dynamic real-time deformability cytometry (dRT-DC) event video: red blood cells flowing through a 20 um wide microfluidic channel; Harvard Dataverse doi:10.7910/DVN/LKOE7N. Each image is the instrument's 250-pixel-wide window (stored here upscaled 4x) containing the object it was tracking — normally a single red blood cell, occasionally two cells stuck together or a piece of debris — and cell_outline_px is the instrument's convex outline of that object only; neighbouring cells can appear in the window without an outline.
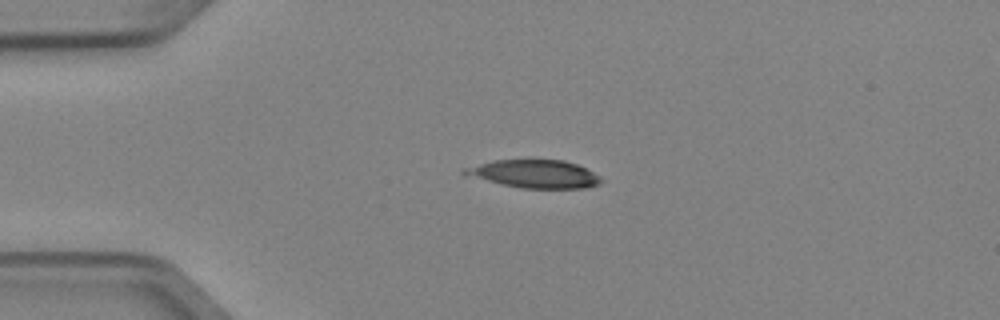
{"species": "Egyptian fruit bat (a non-hibernating species)", "species_latin": "Rousettus aegyptiacus", "temperature_condition": "cold", "stored_images_in_passage": 4, "camera_frame_rate_fps": 3000, "um_per_image_px": 0.085, "animal": {"sex": "female"}, "frame": {"image": 1, "passage_image": 2, "time_ms": 0.333, "image_size_px": [1000, 320], "cell_outline_px": [[604, 180], [600, 184], [584, 188], [520, 188], [464, 176], [460, 172], [464, 168], [492, 160], [564, 160], [576, 164], [600, 176]], "centroid_in_image_um": [45.39, 14.79], "position_along_channel_um": 39.6, "area_um2": 22.37}}
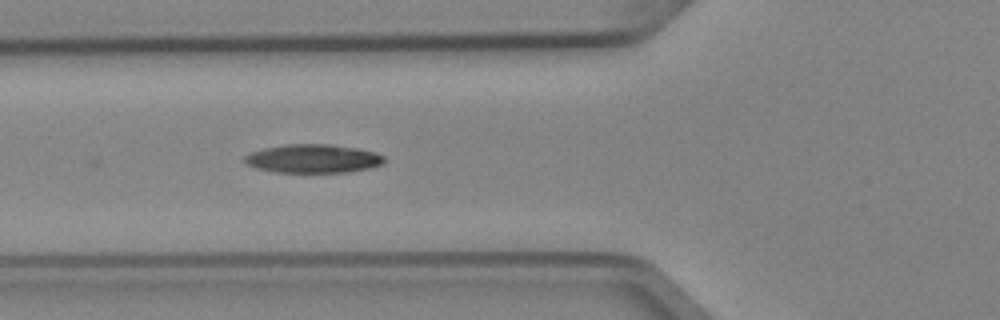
{"frame": {"image": 2, "passage_image": 4, "time_ms": 1.0, "image_size_px": [1000, 320], "cell_outline_px": [[384, 164], [368, 168], [348, 172], [276, 172], [256, 168], [248, 164], [244, 160], [244, 156], [252, 152], [264, 148], [284, 144], [328, 144], [356, 148], [376, 152], [384, 156]], "centroid_in_image_um": [26.62, 13.48], "position_along_channel_um": 99.2, "area_um2": 23.18}}